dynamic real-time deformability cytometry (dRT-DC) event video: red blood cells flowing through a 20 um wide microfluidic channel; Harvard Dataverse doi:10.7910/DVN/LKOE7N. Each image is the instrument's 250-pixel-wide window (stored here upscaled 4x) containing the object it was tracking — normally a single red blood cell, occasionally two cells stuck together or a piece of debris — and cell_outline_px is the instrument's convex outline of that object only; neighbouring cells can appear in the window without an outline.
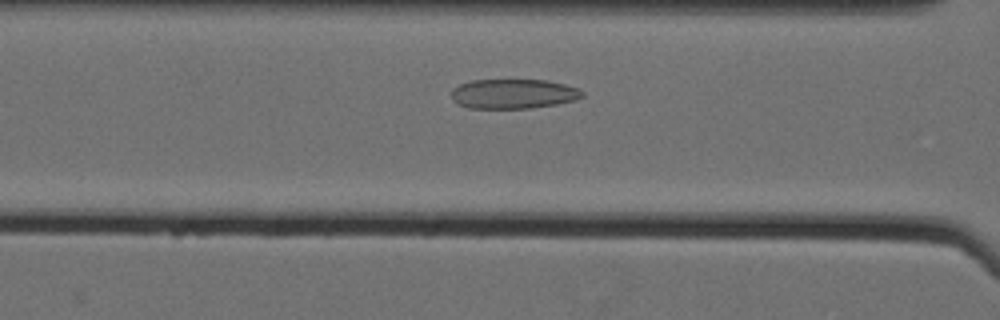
{"species": "Egyptian fruit bat (a non-hibernating species)", "species_latin": "Rousettus aegyptiacus", "temperature_condition": "cold", "stored_images_in_passage": 39, "camera_frame_rate_fps": 3000, "um_per_image_px": 0.085, "animal": {"sex": "female"}, "frame": {"image": 1, "passage_image": 13, "time_ms": 4.0, "image_size_px": [1000, 320], "cell_outline_px": [[584, 96], [576, 100], [556, 104], [532, 108], [468, 108], [452, 100], [452, 88], [460, 84], [472, 80], [548, 80], [580, 88], [584, 92]], "centroid_in_image_um": [43.67, 7.97], "position_along_channel_um": 122.9, "area_um2": 22.72}}
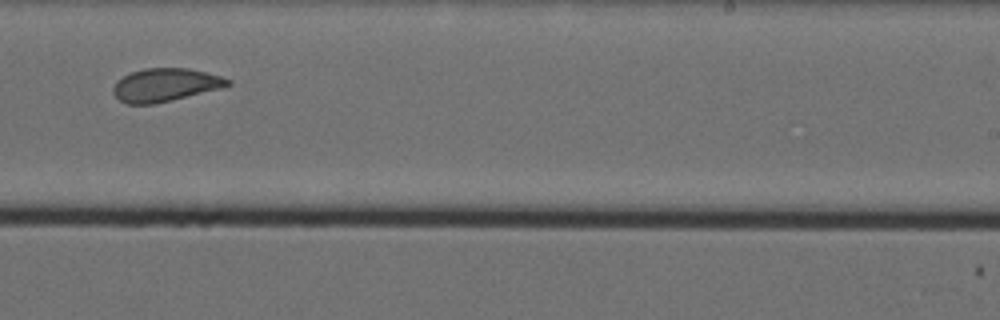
{"frame": {"image": 2, "passage_image": 26, "time_ms": 8.333, "image_size_px": [1000, 320], "cell_outline_px": [[232, 84], [220, 88], [156, 104], [124, 104], [112, 92], [112, 88], [116, 80], [132, 72], [144, 68], [188, 68], [220, 76], [232, 80]], "centroid_in_image_um": [14.02, 7.22], "position_along_channel_um": 275.0, "area_um2": 22.08}}
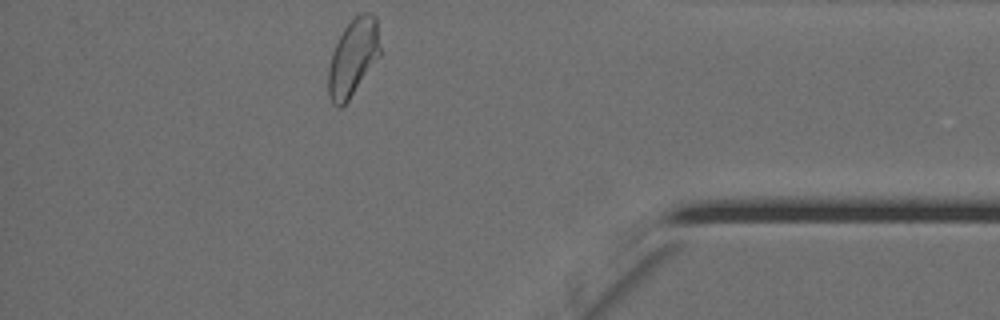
{"frame": {"image": 3, "passage_image": 39, "time_ms": 12.667, "image_size_px": [1000, 320], "cell_outline_px": [[380, 56], [348, 100], [340, 108], [336, 108], [332, 104], [328, 96], [328, 68], [332, 52], [344, 28], [360, 12], [372, 12], [376, 16], [380, 48]], "centroid_in_image_um": [30.0, 4.89], "position_along_channel_um": 405.2, "area_um2": 23.24}, "authors_computed_cell_mechanics": {"area_um2": 23.12, "velocity_mm_per_s": 3.5096, "shape_relaxation_time_tau1_ms": 10.1946, "shape_relaxation_time_tau2_ms": 1.4508, "deformation_change_tau1": 0.1881, "deformation_change_tau2": 0.0782}}